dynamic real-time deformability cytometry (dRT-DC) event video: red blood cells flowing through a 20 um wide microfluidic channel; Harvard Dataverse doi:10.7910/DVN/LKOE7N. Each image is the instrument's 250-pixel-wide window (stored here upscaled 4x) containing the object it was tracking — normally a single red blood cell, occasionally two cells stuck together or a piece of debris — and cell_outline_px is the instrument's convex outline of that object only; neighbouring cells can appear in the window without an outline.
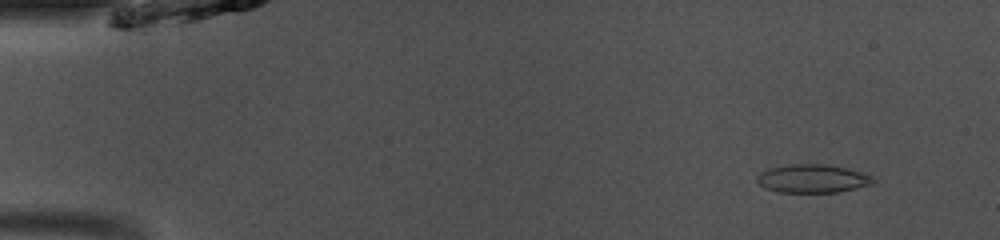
{"species": "common noctule bat (a hibernating species)", "species_latin": "Nyctalus noctula", "temperature_condition": "room temperature", "stored_images_in_passage": 49, "camera_frame_rate_fps": 3000, "um_per_image_px": 0.085, "animal": {"sex": "male", "body_mass_g": 13.0, "forearm_length_mm": 53.1}, "frame": {"image": 1, "passage_image": 5, "time_ms": 1.333, "image_size_px": [1000, 240], "cell_outline_px": [[876, 180], [872, 184], [840, 192], [780, 192], [764, 188], [756, 180], [756, 176], [760, 172], [768, 168], [788, 164], [828, 164], [848, 168], [864, 172], [872, 176]], "centroid_in_image_um": [69.08, 15.17], "position_along_channel_um": 15.9, "area_um2": 19.48}}
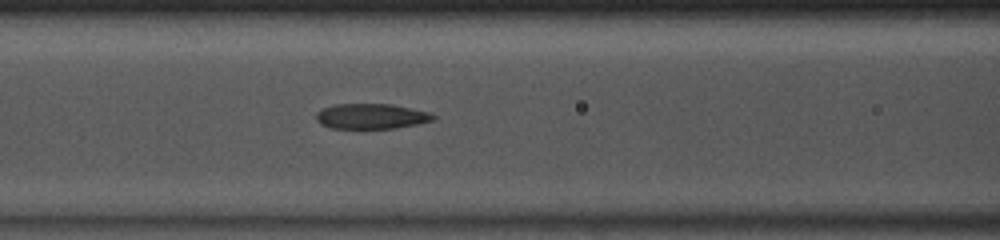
{"frame": {"image": 2, "passage_image": 21, "time_ms": 6.667, "image_size_px": [1000, 240], "cell_outline_px": [[436, 120], [396, 128], [332, 128], [320, 124], [316, 120], [316, 112], [332, 104], [392, 104], [428, 112], [436, 116]], "centroid_in_image_um": [31.55, 9.88], "position_along_channel_um": 135.1, "area_um2": 17.22}}
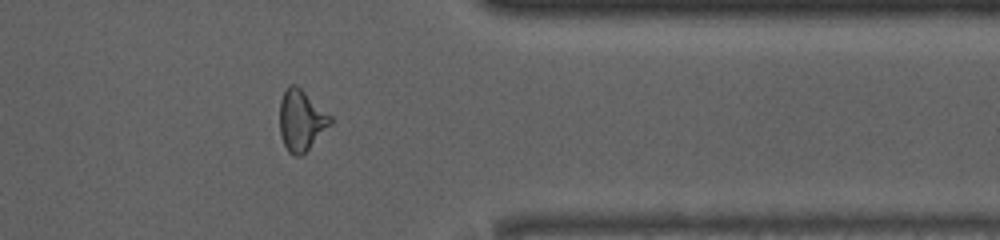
{"frame": {"image": 3, "passage_image": 40, "time_ms": 13.0, "image_size_px": [1000, 240], "cell_outline_px": [[332, 124], [300, 156], [292, 156], [288, 152], [280, 136], [280, 100], [288, 84], [292, 84], [300, 88], [332, 116]], "centroid_in_image_um": [25.6, 10.23], "position_along_channel_um": 385.8, "area_um2": 17.86}, "authors_computed_cell_mechanics": {"area_um2": 17.918, "velocity_mm_per_s": 4.1025, "shape_relaxation_time_tau1_ms": 5.277, "shape_relaxation_time_tau2_ms": 1.8293, "deformation_change_tau1": 0.176, "deformation_change_tau2": 0.0944}}